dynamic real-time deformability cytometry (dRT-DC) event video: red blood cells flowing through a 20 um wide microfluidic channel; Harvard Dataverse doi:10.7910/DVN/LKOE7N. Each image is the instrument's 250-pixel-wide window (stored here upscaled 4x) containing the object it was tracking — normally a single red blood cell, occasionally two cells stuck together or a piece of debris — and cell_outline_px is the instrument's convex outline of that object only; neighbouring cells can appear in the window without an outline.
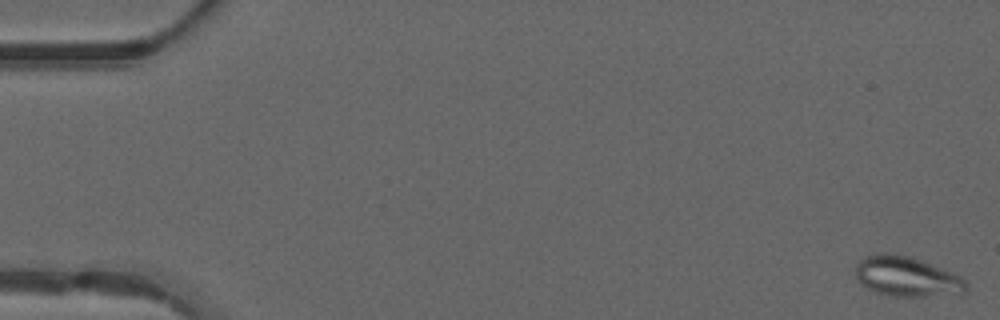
{"species": "common noctule bat (a hibernating species)", "species_latin": "Nyctalus noctula", "temperature_condition": "warm", "stored_images_in_passage": 11, "camera_frame_rate_fps": 3000, "um_per_image_px": 0.085, "animal": {"sex": "male", "forearm_length_mm": 52.5}, "frame": {"image": 1, "passage_image": 1, "time_ms": 0.0, "image_size_px": [1000, 320], "cell_outline_px": [[968, 288], [964, 292], [924, 296], [892, 296], [876, 292], [868, 288], [856, 276], [856, 264], [864, 256], [880, 252], [884, 252], [908, 256], [920, 260], [952, 272], [960, 276], [968, 284]], "centroid_in_image_um": [77.06, 23.49], "position_along_channel_um": 7.9, "area_um2": 25.37}}